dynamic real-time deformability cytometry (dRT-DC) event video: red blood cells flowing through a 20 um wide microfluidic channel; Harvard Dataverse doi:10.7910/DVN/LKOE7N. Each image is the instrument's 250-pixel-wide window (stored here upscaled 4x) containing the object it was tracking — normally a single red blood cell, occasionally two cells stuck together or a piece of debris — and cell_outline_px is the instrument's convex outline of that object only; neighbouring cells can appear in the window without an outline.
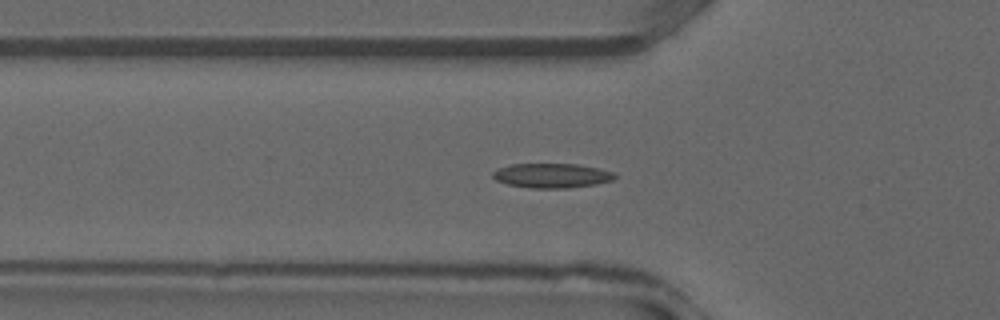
{"species": "common noctule bat (a hibernating species)", "species_latin": "Nyctalus noctula", "temperature_condition": "warm", "stored_images_in_passage": 32, "camera_frame_rate_fps": 3000, "um_per_image_px": 0.085, "animal": {"sex": "male", "forearm_length_mm": 52.5}, "frame": {"image": 1, "passage_image": 8, "time_ms": 2.333, "image_size_px": [1000, 320], "cell_outline_px": [[616, 176], [612, 180], [596, 184], [568, 188], [532, 188], [508, 184], [496, 180], [492, 176], [492, 172], [500, 168], [512, 164], [580, 164], [616, 172]], "centroid_in_image_um": [46.94, 14.92], "position_along_channel_um": 78.9, "area_um2": 17.4}}
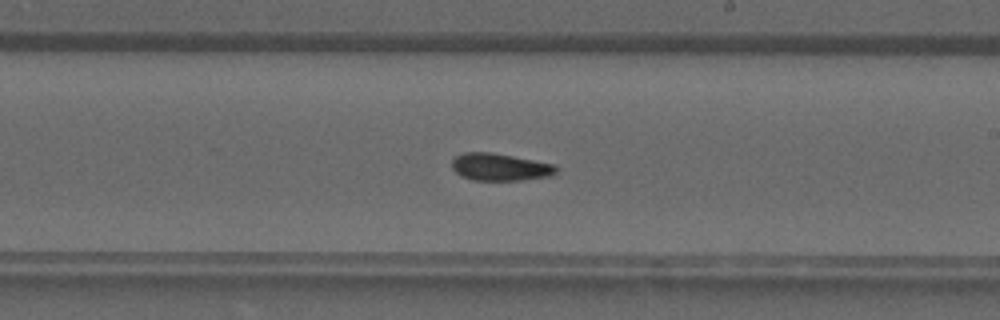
{"frame": {"image": 2, "passage_image": 17, "time_ms": 5.333, "image_size_px": [1000, 320], "cell_outline_px": [[556, 172], [548, 176], [520, 180], [472, 180], [460, 176], [452, 168], [452, 160], [456, 156], [464, 152], [492, 152], [556, 164]], "centroid_in_image_um": [42.47, 14.19], "position_along_channel_um": 246.5, "area_um2": 16.59}}
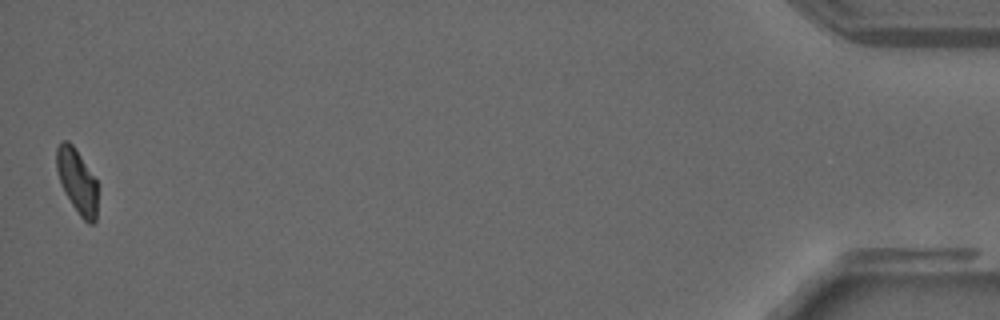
{"frame": {"image": 3, "passage_image": 32, "time_ms": 10.333, "image_size_px": [1000, 320], "cell_outline_px": [[96, 220], [92, 224], [88, 224], [80, 216], [64, 192], [56, 168], [56, 148], [60, 140], [68, 140], [76, 148], [96, 180]], "centroid_in_image_um": [6.53, 15.36], "position_along_channel_um": 428.7, "area_um2": 15.32}}